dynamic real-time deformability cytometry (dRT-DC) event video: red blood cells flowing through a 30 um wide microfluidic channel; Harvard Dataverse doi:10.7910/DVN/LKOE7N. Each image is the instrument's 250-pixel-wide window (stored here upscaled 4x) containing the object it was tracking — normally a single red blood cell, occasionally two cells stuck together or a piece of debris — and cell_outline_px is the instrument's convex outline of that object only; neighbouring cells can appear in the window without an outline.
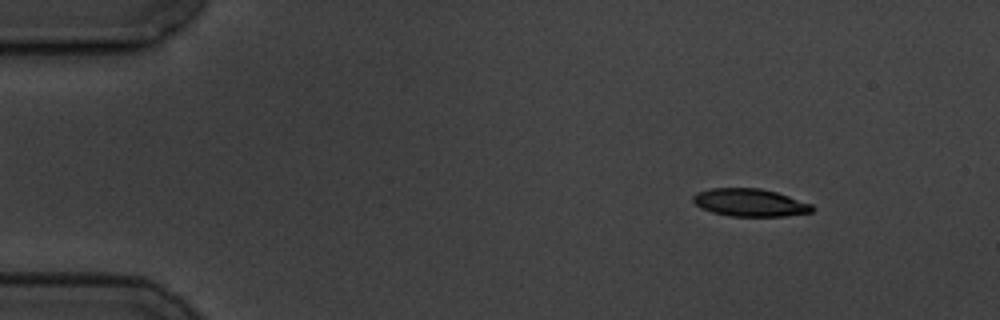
{"species": "common noctule bat (a hibernating species)", "species_latin": "Nyctalus noctula", "temperature_condition": "cold", "stored_images_in_passage": 5, "camera_frame_rate_fps": 3000, "um_per_image_px": 0.085, "animal": {"sex": "male", "body_mass_g": 19.5, "forearm_length_mm": 54.6}, "frame": {"image": 1, "passage_image": 2, "time_ms": 1.333, "image_size_px": [1000, 320], "cell_outline_px": [[812, 212], [784, 216], [732, 216], [712, 212], [696, 204], [692, 200], [692, 196], [696, 192], [712, 188], [760, 188], [776, 192], [812, 204]], "centroid_in_image_um": [63.73, 17.21], "position_along_channel_um": 21.3, "area_um2": 19.02}}
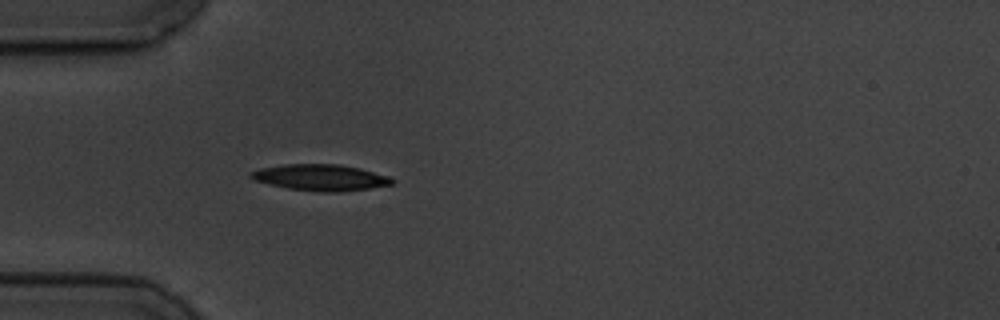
{"frame": {"image": 2, "passage_image": 5, "time_ms": 4.667, "image_size_px": [1000, 320], "cell_outline_px": [[396, 180], [392, 184], [368, 188], [340, 192], [324, 192], [288, 188], [268, 184], [256, 180], [248, 176], [252, 172], [260, 168], [284, 164], [340, 164], [360, 168], [388, 176]], "centroid_in_image_um": [27.26, 15.08], "position_along_channel_um": 57.7, "area_um2": 21.44}}